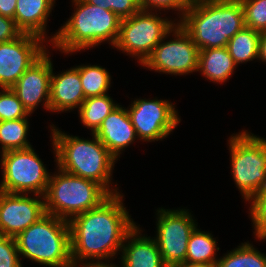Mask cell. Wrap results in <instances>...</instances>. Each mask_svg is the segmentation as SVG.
Listing matches in <instances>:
<instances>
[{
  "instance_id": "836d02e7",
  "label": "cell",
  "mask_w": 266,
  "mask_h": 267,
  "mask_svg": "<svg viewBox=\"0 0 266 267\" xmlns=\"http://www.w3.org/2000/svg\"><path fill=\"white\" fill-rule=\"evenodd\" d=\"M17 0H0V15L14 20Z\"/></svg>"
},
{
  "instance_id": "5b68a950",
  "label": "cell",
  "mask_w": 266,
  "mask_h": 267,
  "mask_svg": "<svg viewBox=\"0 0 266 267\" xmlns=\"http://www.w3.org/2000/svg\"><path fill=\"white\" fill-rule=\"evenodd\" d=\"M20 259L45 267H72L70 227L65 219L46 213L15 237Z\"/></svg>"
},
{
  "instance_id": "4dcf8cb0",
  "label": "cell",
  "mask_w": 266,
  "mask_h": 267,
  "mask_svg": "<svg viewBox=\"0 0 266 267\" xmlns=\"http://www.w3.org/2000/svg\"><path fill=\"white\" fill-rule=\"evenodd\" d=\"M189 0H140V8L148 11L170 12L177 11V22L183 17L188 8Z\"/></svg>"
},
{
  "instance_id": "6da1fadb",
  "label": "cell",
  "mask_w": 266,
  "mask_h": 267,
  "mask_svg": "<svg viewBox=\"0 0 266 267\" xmlns=\"http://www.w3.org/2000/svg\"><path fill=\"white\" fill-rule=\"evenodd\" d=\"M123 198L122 192L111 194L99 206L68 221L73 265L114 261L120 255L126 234L137 224Z\"/></svg>"
},
{
  "instance_id": "d6986e66",
  "label": "cell",
  "mask_w": 266,
  "mask_h": 267,
  "mask_svg": "<svg viewBox=\"0 0 266 267\" xmlns=\"http://www.w3.org/2000/svg\"><path fill=\"white\" fill-rule=\"evenodd\" d=\"M57 0H17L14 21L22 33L42 38L51 45L47 22Z\"/></svg>"
},
{
  "instance_id": "ac0fdd59",
  "label": "cell",
  "mask_w": 266,
  "mask_h": 267,
  "mask_svg": "<svg viewBox=\"0 0 266 267\" xmlns=\"http://www.w3.org/2000/svg\"><path fill=\"white\" fill-rule=\"evenodd\" d=\"M140 224L125 236L119 263L121 267H167L153 236L143 234Z\"/></svg>"
},
{
  "instance_id": "30bf717a",
  "label": "cell",
  "mask_w": 266,
  "mask_h": 267,
  "mask_svg": "<svg viewBox=\"0 0 266 267\" xmlns=\"http://www.w3.org/2000/svg\"><path fill=\"white\" fill-rule=\"evenodd\" d=\"M198 61L199 49L190 35L177 23L153 49L141 67L155 73L186 76L197 73Z\"/></svg>"
},
{
  "instance_id": "83f0119b",
  "label": "cell",
  "mask_w": 266,
  "mask_h": 267,
  "mask_svg": "<svg viewBox=\"0 0 266 267\" xmlns=\"http://www.w3.org/2000/svg\"><path fill=\"white\" fill-rule=\"evenodd\" d=\"M244 24L260 33L266 32V0H240Z\"/></svg>"
},
{
  "instance_id": "9a60e30c",
  "label": "cell",
  "mask_w": 266,
  "mask_h": 267,
  "mask_svg": "<svg viewBox=\"0 0 266 267\" xmlns=\"http://www.w3.org/2000/svg\"><path fill=\"white\" fill-rule=\"evenodd\" d=\"M50 54L52 53L47 49L11 87L29 114H34L40 104L50 113Z\"/></svg>"
},
{
  "instance_id": "ba28073f",
  "label": "cell",
  "mask_w": 266,
  "mask_h": 267,
  "mask_svg": "<svg viewBox=\"0 0 266 267\" xmlns=\"http://www.w3.org/2000/svg\"><path fill=\"white\" fill-rule=\"evenodd\" d=\"M162 14L159 11L140 9L129 18L122 19L119 37L113 48L137 59L142 65L153 49L178 23L176 17L171 19L167 18L165 13Z\"/></svg>"
},
{
  "instance_id": "e0dca14e",
  "label": "cell",
  "mask_w": 266,
  "mask_h": 267,
  "mask_svg": "<svg viewBox=\"0 0 266 267\" xmlns=\"http://www.w3.org/2000/svg\"><path fill=\"white\" fill-rule=\"evenodd\" d=\"M94 134L117 160L128 146L138 141L127 108L120 104L103 120Z\"/></svg>"
},
{
  "instance_id": "8992f818",
  "label": "cell",
  "mask_w": 266,
  "mask_h": 267,
  "mask_svg": "<svg viewBox=\"0 0 266 267\" xmlns=\"http://www.w3.org/2000/svg\"><path fill=\"white\" fill-rule=\"evenodd\" d=\"M51 173L44 195L46 213L69 221L99 206L111 194L98 182L69 174L59 167Z\"/></svg>"
},
{
  "instance_id": "484cf974",
  "label": "cell",
  "mask_w": 266,
  "mask_h": 267,
  "mask_svg": "<svg viewBox=\"0 0 266 267\" xmlns=\"http://www.w3.org/2000/svg\"><path fill=\"white\" fill-rule=\"evenodd\" d=\"M81 85L85 99L108 94L113 82L111 74L100 65H79Z\"/></svg>"
},
{
  "instance_id": "44dd1931",
  "label": "cell",
  "mask_w": 266,
  "mask_h": 267,
  "mask_svg": "<svg viewBox=\"0 0 266 267\" xmlns=\"http://www.w3.org/2000/svg\"><path fill=\"white\" fill-rule=\"evenodd\" d=\"M196 227L188 241L185 263L217 264L220 250L216 238L209 231ZM218 245V246H217Z\"/></svg>"
},
{
  "instance_id": "603a6c76",
  "label": "cell",
  "mask_w": 266,
  "mask_h": 267,
  "mask_svg": "<svg viewBox=\"0 0 266 267\" xmlns=\"http://www.w3.org/2000/svg\"><path fill=\"white\" fill-rule=\"evenodd\" d=\"M260 35V32L244 26L228 41L227 49L237 66L258 60Z\"/></svg>"
},
{
  "instance_id": "52a82bcc",
  "label": "cell",
  "mask_w": 266,
  "mask_h": 267,
  "mask_svg": "<svg viewBox=\"0 0 266 267\" xmlns=\"http://www.w3.org/2000/svg\"><path fill=\"white\" fill-rule=\"evenodd\" d=\"M228 139L230 173L247 204L266 186V138L243 129Z\"/></svg>"
},
{
  "instance_id": "7402d4cb",
  "label": "cell",
  "mask_w": 266,
  "mask_h": 267,
  "mask_svg": "<svg viewBox=\"0 0 266 267\" xmlns=\"http://www.w3.org/2000/svg\"><path fill=\"white\" fill-rule=\"evenodd\" d=\"M113 98L108 94L86 98L77 110L78 117L84 127L94 134L103 120L117 107Z\"/></svg>"
},
{
  "instance_id": "3957f363",
  "label": "cell",
  "mask_w": 266,
  "mask_h": 267,
  "mask_svg": "<svg viewBox=\"0 0 266 267\" xmlns=\"http://www.w3.org/2000/svg\"><path fill=\"white\" fill-rule=\"evenodd\" d=\"M71 2L74 11L58 31L51 34L50 46L66 55L85 52L106 42L114 47L119 37L121 19L114 12L85 0Z\"/></svg>"
},
{
  "instance_id": "e575fe53",
  "label": "cell",
  "mask_w": 266,
  "mask_h": 267,
  "mask_svg": "<svg viewBox=\"0 0 266 267\" xmlns=\"http://www.w3.org/2000/svg\"><path fill=\"white\" fill-rule=\"evenodd\" d=\"M119 262L116 263L112 262V261H108V262H85V263H78V264H74L72 267H121L120 265H118Z\"/></svg>"
},
{
  "instance_id": "d4e9b609",
  "label": "cell",
  "mask_w": 266,
  "mask_h": 267,
  "mask_svg": "<svg viewBox=\"0 0 266 267\" xmlns=\"http://www.w3.org/2000/svg\"><path fill=\"white\" fill-rule=\"evenodd\" d=\"M249 241L219 257L216 267H266V254Z\"/></svg>"
},
{
  "instance_id": "9c48e42d",
  "label": "cell",
  "mask_w": 266,
  "mask_h": 267,
  "mask_svg": "<svg viewBox=\"0 0 266 267\" xmlns=\"http://www.w3.org/2000/svg\"><path fill=\"white\" fill-rule=\"evenodd\" d=\"M32 147L0 154V191L44 196L50 176L39 155Z\"/></svg>"
},
{
  "instance_id": "4fadbf2b",
  "label": "cell",
  "mask_w": 266,
  "mask_h": 267,
  "mask_svg": "<svg viewBox=\"0 0 266 267\" xmlns=\"http://www.w3.org/2000/svg\"><path fill=\"white\" fill-rule=\"evenodd\" d=\"M48 47L42 38L26 33L0 43V88H11Z\"/></svg>"
},
{
  "instance_id": "f546056e",
  "label": "cell",
  "mask_w": 266,
  "mask_h": 267,
  "mask_svg": "<svg viewBox=\"0 0 266 267\" xmlns=\"http://www.w3.org/2000/svg\"><path fill=\"white\" fill-rule=\"evenodd\" d=\"M102 9L114 12L121 20L136 14L140 8V0H85Z\"/></svg>"
},
{
  "instance_id": "4316f807",
  "label": "cell",
  "mask_w": 266,
  "mask_h": 267,
  "mask_svg": "<svg viewBox=\"0 0 266 267\" xmlns=\"http://www.w3.org/2000/svg\"><path fill=\"white\" fill-rule=\"evenodd\" d=\"M249 218L253 227L254 238L259 242L266 240V186L249 201Z\"/></svg>"
},
{
  "instance_id": "7a4b0ae2",
  "label": "cell",
  "mask_w": 266,
  "mask_h": 267,
  "mask_svg": "<svg viewBox=\"0 0 266 267\" xmlns=\"http://www.w3.org/2000/svg\"><path fill=\"white\" fill-rule=\"evenodd\" d=\"M50 131L57 167L69 174L98 182L110 194L121 192L112 178L117 159L95 134L90 133L92 139H85L61 131L53 123L50 124Z\"/></svg>"
},
{
  "instance_id": "8fae6325",
  "label": "cell",
  "mask_w": 266,
  "mask_h": 267,
  "mask_svg": "<svg viewBox=\"0 0 266 267\" xmlns=\"http://www.w3.org/2000/svg\"><path fill=\"white\" fill-rule=\"evenodd\" d=\"M156 235L153 237L158 245L161 257L167 267L185 264L188 241L193 230L198 226L197 220L189 209H156Z\"/></svg>"
},
{
  "instance_id": "cb8c5ba5",
  "label": "cell",
  "mask_w": 266,
  "mask_h": 267,
  "mask_svg": "<svg viewBox=\"0 0 266 267\" xmlns=\"http://www.w3.org/2000/svg\"><path fill=\"white\" fill-rule=\"evenodd\" d=\"M29 114L26 118L11 121H0V154L11 150H22L32 147L28 140Z\"/></svg>"
},
{
  "instance_id": "f1b7e54d",
  "label": "cell",
  "mask_w": 266,
  "mask_h": 267,
  "mask_svg": "<svg viewBox=\"0 0 266 267\" xmlns=\"http://www.w3.org/2000/svg\"><path fill=\"white\" fill-rule=\"evenodd\" d=\"M0 121L26 118L29 113L11 88H0Z\"/></svg>"
},
{
  "instance_id": "277c9868",
  "label": "cell",
  "mask_w": 266,
  "mask_h": 267,
  "mask_svg": "<svg viewBox=\"0 0 266 267\" xmlns=\"http://www.w3.org/2000/svg\"><path fill=\"white\" fill-rule=\"evenodd\" d=\"M199 50L227 47L244 26L240 0H193L178 21Z\"/></svg>"
},
{
  "instance_id": "2e32d148",
  "label": "cell",
  "mask_w": 266,
  "mask_h": 267,
  "mask_svg": "<svg viewBox=\"0 0 266 267\" xmlns=\"http://www.w3.org/2000/svg\"><path fill=\"white\" fill-rule=\"evenodd\" d=\"M52 61V74L50 79V112L67 113L78 110L85 100L81 85L79 65L54 72ZM73 110V111H72Z\"/></svg>"
},
{
  "instance_id": "8d00e7d4",
  "label": "cell",
  "mask_w": 266,
  "mask_h": 267,
  "mask_svg": "<svg viewBox=\"0 0 266 267\" xmlns=\"http://www.w3.org/2000/svg\"><path fill=\"white\" fill-rule=\"evenodd\" d=\"M178 267H216L214 264H204V263H185Z\"/></svg>"
},
{
  "instance_id": "ffe728a7",
  "label": "cell",
  "mask_w": 266,
  "mask_h": 267,
  "mask_svg": "<svg viewBox=\"0 0 266 267\" xmlns=\"http://www.w3.org/2000/svg\"><path fill=\"white\" fill-rule=\"evenodd\" d=\"M238 66L230 56L227 47L208 48L199 50L197 72L205 77V80L216 84H223L234 74Z\"/></svg>"
},
{
  "instance_id": "5bb4252c",
  "label": "cell",
  "mask_w": 266,
  "mask_h": 267,
  "mask_svg": "<svg viewBox=\"0 0 266 267\" xmlns=\"http://www.w3.org/2000/svg\"><path fill=\"white\" fill-rule=\"evenodd\" d=\"M45 214L44 196L0 191V235L15 238Z\"/></svg>"
},
{
  "instance_id": "d590c367",
  "label": "cell",
  "mask_w": 266,
  "mask_h": 267,
  "mask_svg": "<svg viewBox=\"0 0 266 267\" xmlns=\"http://www.w3.org/2000/svg\"><path fill=\"white\" fill-rule=\"evenodd\" d=\"M258 61H261L266 64V32H263L260 35Z\"/></svg>"
},
{
  "instance_id": "7c38bea8",
  "label": "cell",
  "mask_w": 266,
  "mask_h": 267,
  "mask_svg": "<svg viewBox=\"0 0 266 267\" xmlns=\"http://www.w3.org/2000/svg\"><path fill=\"white\" fill-rule=\"evenodd\" d=\"M168 99L146 97L131 101L127 112L142 142L163 141L170 136L181 122L178 109Z\"/></svg>"
},
{
  "instance_id": "d6a6232c",
  "label": "cell",
  "mask_w": 266,
  "mask_h": 267,
  "mask_svg": "<svg viewBox=\"0 0 266 267\" xmlns=\"http://www.w3.org/2000/svg\"><path fill=\"white\" fill-rule=\"evenodd\" d=\"M21 34L12 18L0 15V43L13 41Z\"/></svg>"
},
{
  "instance_id": "1f68e13d",
  "label": "cell",
  "mask_w": 266,
  "mask_h": 267,
  "mask_svg": "<svg viewBox=\"0 0 266 267\" xmlns=\"http://www.w3.org/2000/svg\"><path fill=\"white\" fill-rule=\"evenodd\" d=\"M16 239L0 235V267H23Z\"/></svg>"
}]
</instances>
